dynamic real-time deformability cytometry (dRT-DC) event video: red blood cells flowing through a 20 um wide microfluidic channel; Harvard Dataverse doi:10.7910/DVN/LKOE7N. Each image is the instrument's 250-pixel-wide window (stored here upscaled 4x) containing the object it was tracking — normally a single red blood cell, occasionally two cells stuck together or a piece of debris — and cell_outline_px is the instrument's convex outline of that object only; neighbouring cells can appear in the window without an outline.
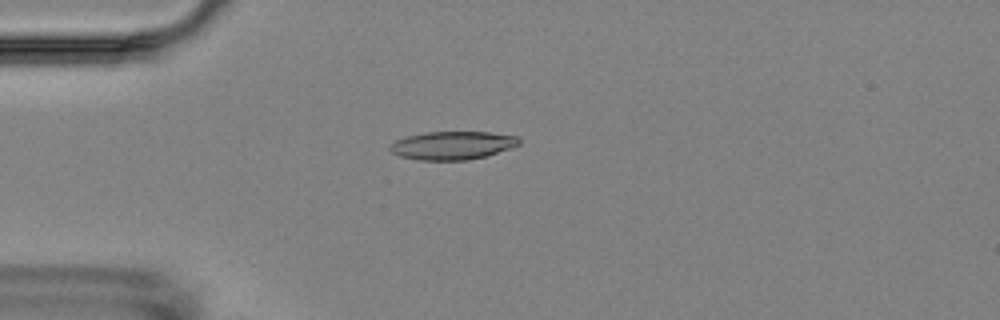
{"species": "Egyptian fruit bat (a non-hibernating species)", "species_latin": "Rousettus aegyptiacus", "temperature_condition": "room temperature", "stored_images_in_passage": 9, "camera_frame_rate_fps": 3000, "um_per_image_px": 0.085, "animal": {"sex": "female"}, "frame": {"image": 1, "passage_image": 4, "time_ms": 3.333, "image_size_px": [1000, 320], "cell_outline_px": [[520, 144], [484, 156], [468, 160], [416, 160], [400, 156], [392, 152], [388, 148], [388, 144], [396, 140], [408, 136], [424, 132], [488, 132], [516, 136], [520, 140]], "centroid_in_image_um": [38.39, 12.36], "position_along_channel_um": 46.6, "area_um2": 21.1}}
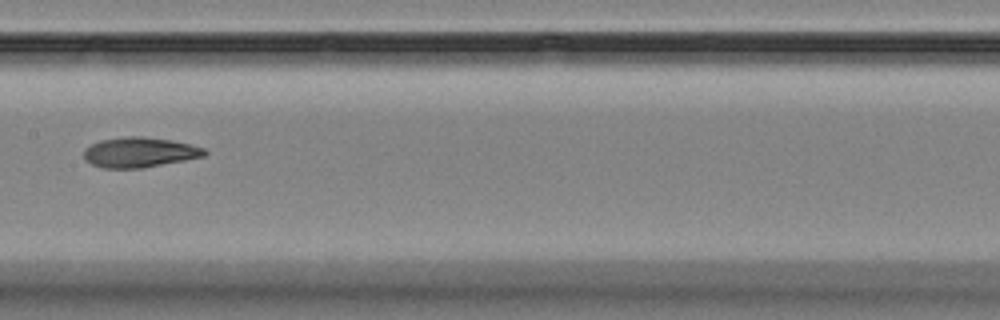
{"frame": {"image": 2, "passage_image": 8, "time_ms": 8.0, "image_size_px": [1000, 320], "cell_outline_px": [[208, 152], [204, 156], [184, 160], [140, 168], [100, 168], [84, 160], [84, 148], [100, 140], [128, 136], [144, 136], [172, 140], [204, 148]], "centroid_in_image_um": [11.82, 12.94], "position_along_channel_um": 195.6, "area_um2": 21.1}}
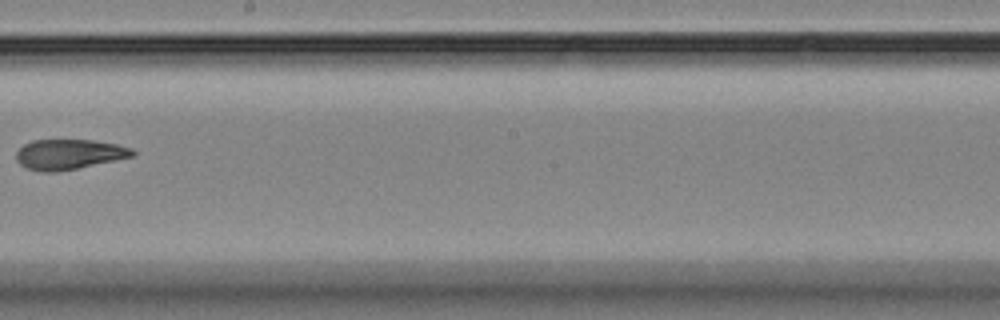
{"frame": {"image": 3, "passage_image": 9, "time_ms": 9.333, "image_size_px": [1000, 320], "cell_outline_px": [[136, 152], [132, 156], [76, 168], [56, 172], [40, 172], [28, 168], [20, 164], [16, 160], [16, 152], [24, 144], [32, 140], [92, 140], [116, 144], [132, 148]], "centroid_in_image_um": [5.82, 13.11], "position_along_channel_um": 242.4, "area_um2": 20.17}}